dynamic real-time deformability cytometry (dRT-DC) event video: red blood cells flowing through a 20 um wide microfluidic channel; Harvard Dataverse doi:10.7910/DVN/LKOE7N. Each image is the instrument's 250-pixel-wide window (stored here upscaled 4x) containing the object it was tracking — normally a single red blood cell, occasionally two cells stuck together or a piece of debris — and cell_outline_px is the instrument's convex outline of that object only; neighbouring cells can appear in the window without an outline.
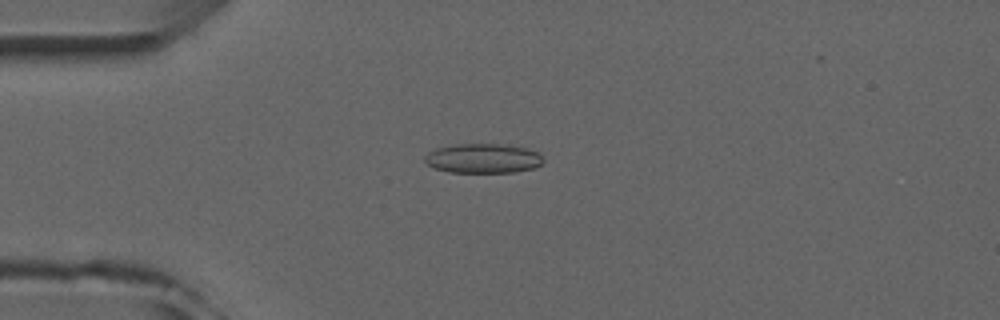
{"species": "common noctule bat (a hibernating species)", "species_latin": "Nyctalus noctula", "temperature_condition": "room temperature", "stored_images_in_passage": 7, "camera_frame_rate_fps": 3000, "um_per_image_px": 0.085, "animal": {"sex": "male", "forearm_length_mm": 52.5}, "frame": {"image": 1, "passage_image": 4, "time_ms": 3.667, "image_size_px": [1000, 320], "cell_outline_px": [[544, 160], [536, 168], [516, 172], [452, 172], [436, 168], [428, 164], [424, 160], [424, 156], [428, 152], [436, 148], [456, 144], [508, 144], [528, 148], [540, 152]], "centroid_in_image_um": [41.12, 13.45], "position_along_channel_um": 43.9, "area_um2": 20.58}}
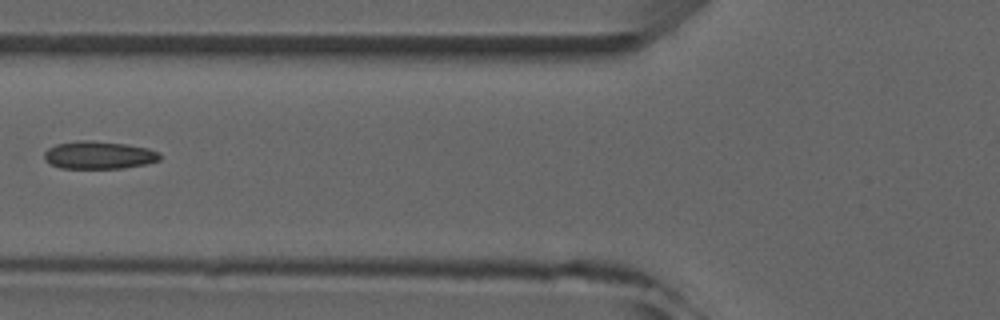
{"frame": {"image": 2, "passage_image": 6, "time_ms": 6.0, "image_size_px": [1000, 320], "cell_outline_px": [[160, 160], [144, 164], [124, 168], [60, 168], [44, 160], [44, 152], [48, 148], [56, 144], [80, 140], [88, 140], [124, 144], [148, 148], [160, 152]], "centroid_in_image_um": [8.39, 13.18], "position_along_channel_um": 117.4, "area_um2": 18.61}}
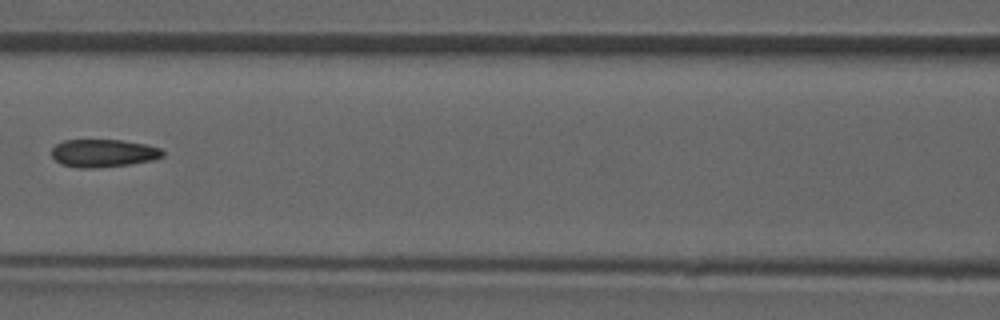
{"frame": {"image": 3, "passage_image": 7, "time_ms": 7.0, "image_size_px": [1000, 320], "cell_outline_px": [[164, 156], [152, 160], [132, 164], [96, 168], [80, 168], [60, 164], [52, 156], [52, 148], [56, 144], [64, 140], [120, 140], [148, 144], [160, 148], [164, 152]], "centroid_in_image_um": [8.8, 13.02], "position_along_channel_um": 157.8, "area_um2": 18.15}}